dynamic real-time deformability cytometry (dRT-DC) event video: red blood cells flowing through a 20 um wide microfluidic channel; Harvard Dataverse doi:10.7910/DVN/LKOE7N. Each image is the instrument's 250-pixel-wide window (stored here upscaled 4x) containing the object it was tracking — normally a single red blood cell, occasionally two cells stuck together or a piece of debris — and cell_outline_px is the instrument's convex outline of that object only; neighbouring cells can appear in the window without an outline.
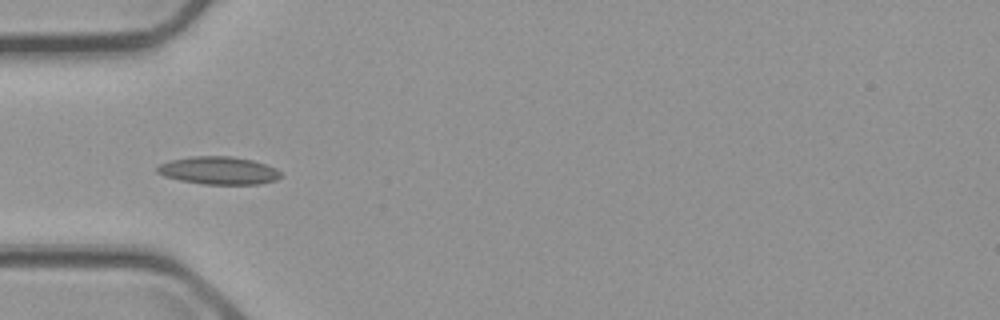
{"species": "common noctule bat (a hibernating species)", "species_latin": "Nyctalus noctula", "temperature_condition": "cold", "stored_images_in_passage": 12, "camera_frame_rate_fps": 3000, "um_per_image_px": 0.085, "animal": {"sex": "male", "body_mass_g": 23.1, "forearm_length_mm": 52.7}, "frame": {"image": 1, "passage_image": 3, "time_ms": 0.667, "image_size_px": [1000, 320], "cell_outline_px": [[280, 176], [276, 180], [260, 184], [204, 184], [180, 180], [164, 176], [156, 172], [156, 168], [160, 164], [172, 160], [192, 156], [232, 156], [252, 160], [276, 168], [280, 172]], "centroid_in_image_um": [18.58, 14.49], "position_along_channel_um": 66.4, "area_um2": 19.88}}
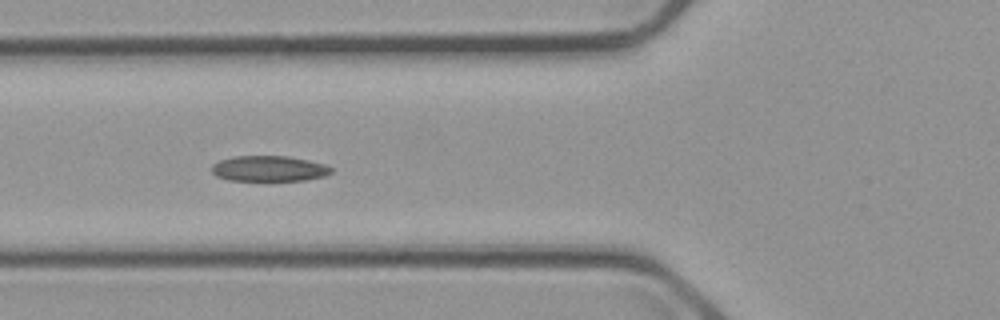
{"frame": {"image": 2, "passage_image": 6, "time_ms": 1.667, "image_size_px": [1000, 320], "cell_outline_px": [[332, 172], [324, 176], [304, 180], [272, 184], [228, 180], [216, 176], [212, 172], [212, 164], [220, 160], [236, 156], [288, 156], [308, 160], [324, 164], [332, 168]], "centroid_in_image_um": [22.85, 14.39], "position_along_channel_um": 103.0, "area_um2": 18.79}}